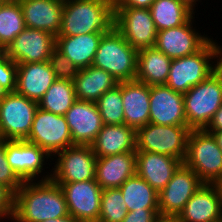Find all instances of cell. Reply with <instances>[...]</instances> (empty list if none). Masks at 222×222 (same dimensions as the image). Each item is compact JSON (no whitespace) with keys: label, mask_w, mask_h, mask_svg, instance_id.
Masks as SVG:
<instances>
[{"label":"cell","mask_w":222,"mask_h":222,"mask_svg":"<svg viewBox=\"0 0 222 222\" xmlns=\"http://www.w3.org/2000/svg\"><path fill=\"white\" fill-rule=\"evenodd\" d=\"M183 164L192 169L204 184L222 182V150L212 133L192 129Z\"/></svg>","instance_id":"cell-5"},{"label":"cell","mask_w":222,"mask_h":222,"mask_svg":"<svg viewBox=\"0 0 222 222\" xmlns=\"http://www.w3.org/2000/svg\"><path fill=\"white\" fill-rule=\"evenodd\" d=\"M149 10L157 31L181 26L196 13L180 0H155Z\"/></svg>","instance_id":"cell-30"},{"label":"cell","mask_w":222,"mask_h":222,"mask_svg":"<svg viewBox=\"0 0 222 222\" xmlns=\"http://www.w3.org/2000/svg\"><path fill=\"white\" fill-rule=\"evenodd\" d=\"M104 33L76 36H56L55 48L69 58L79 69L93 64L98 44Z\"/></svg>","instance_id":"cell-26"},{"label":"cell","mask_w":222,"mask_h":222,"mask_svg":"<svg viewBox=\"0 0 222 222\" xmlns=\"http://www.w3.org/2000/svg\"><path fill=\"white\" fill-rule=\"evenodd\" d=\"M153 222H179L176 216L158 215Z\"/></svg>","instance_id":"cell-42"},{"label":"cell","mask_w":222,"mask_h":222,"mask_svg":"<svg viewBox=\"0 0 222 222\" xmlns=\"http://www.w3.org/2000/svg\"><path fill=\"white\" fill-rule=\"evenodd\" d=\"M17 64L6 53L0 58V85L8 92L16 91Z\"/></svg>","instance_id":"cell-37"},{"label":"cell","mask_w":222,"mask_h":222,"mask_svg":"<svg viewBox=\"0 0 222 222\" xmlns=\"http://www.w3.org/2000/svg\"><path fill=\"white\" fill-rule=\"evenodd\" d=\"M212 133L217 141L218 147L222 150V131H208Z\"/></svg>","instance_id":"cell-44"},{"label":"cell","mask_w":222,"mask_h":222,"mask_svg":"<svg viewBox=\"0 0 222 222\" xmlns=\"http://www.w3.org/2000/svg\"><path fill=\"white\" fill-rule=\"evenodd\" d=\"M28 28L40 29L58 36L64 0H18Z\"/></svg>","instance_id":"cell-22"},{"label":"cell","mask_w":222,"mask_h":222,"mask_svg":"<svg viewBox=\"0 0 222 222\" xmlns=\"http://www.w3.org/2000/svg\"><path fill=\"white\" fill-rule=\"evenodd\" d=\"M0 184L7 187L13 194L23 184V181L17 176L7 161L5 140H0Z\"/></svg>","instance_id":"cell-36"},{"label":"cell","mask_w":222,"mask_h":222,"mask_svg":"<svg viewBox=\"0 0 222 222\" xmlns=\"http://www.w3.org/2000/svg\"><path fill=\"white\" fill-rule=\"evenodd\" d=\"M128 212L134 210H159L158 192L143 178L135 174L119 187Z\"/></svg>","instance_id":"cell-29"},{"label":"cell","mask_w":222,"mask_h":222,"mask_svg":"<svg viewBox=\"0 0 222 222\" xmlns=\"http://www.w3.org/2000/svg\"><path fill=\"white\" fill-rule=\"evenodd\" d=\"M91 147L97 158L136 152V130L126 124H104Z\"/></svg>","instance_id":"cell-25"},{"label":"cell","mask_w":222,"mask_h":222,"mask_svg":"<svg viewBox=\"0 0 222 222\" xmlns=\"http://www.w3.org/2000/svg\"><path fill=\"white\" fill-rule=\"evenodd\" d=\"M57 184L63 190L69 215L80 222H98L103 189L96 180Z\"/></svg>","instance_id":"cell-14"},{"label":"cell","mask_w":222,"mask_h":222,"mask_svg":"<svg viewBox=\"0 0 222 222\" xmlns=\"http://www.w3.org/2000/svg\"><path fill=\"white\" fill-rule=\"evenodd\" d=\"M149 123L187 126L184 98L167 85L150 86Z\"/></svg>","instance_id":"cell-17"},{"label":"cell","mask_w":222,"mask_h":222,"mask_svg":"<svg viewBox=\"0 0 222 222\" xmlns=\"http://www.w3.org/2000/svg\"><path fill=\"white\" fill-rule=\"evenodd\" d=\"M25 28L19 1H4L0 6V44L6 49Z\"/></svg>","instance_id":"cell-32"},{"label":"cell","mask_w":222,"mask_h":222,"mask_svg":"<svg viewBox=\"0 0 222 222\" xmlns=\"http://www.w3.org/2000/svg\"><path fill=\"white\" fill-rule=\"evenodd\" d=\"M5 151L10 167L23 182L51 178L52 170H49L50 173L45 172V169L48 168L45 165L50 162L52 166L51 162L54 158L44 149L25 140H5Z\"/></svg>","instance_id":"cell-9"},{"label":"cell","mask_w":222,"mask_h":222,"mask_svg":"<svg viewBox=\"0 0 222 222\" xmlns=\"http://www.w3.org/2000/svg\"><path fill=\"white\" fill-rule=\"evenodd\" d=\"M6 53V49L0 44V58Z\"/></svg>","instance_id":"cell-48"},{"label":"cell","mask_w":222,"mask_h":222,"mask_svg":"<svg viewBox=\"0 0 222 222\" xmlns=\"http://www.w3.org/2000/svg\"><path fill=\"white\" fill-rule=\"evenodd\" d=\"M198 175L182 164L158 193L159 215L178 216L192 195L203 186Z\"/></svg>","instance_id":"cell-13"},{"label":"cell","mask_w":222,"mask_h":222,"mask_svg":"<svg viewBox=\"0 0 222 222\" xmlns=\"http://www.w3.org/2000/svg\"><path fill=\"white\" fill-rule=\"evenodd\" d=\"M44 149L52 158L58 152L73 146L65 116L38 107L30 134L25 140Z\"/></svg>","instance_id":"cell-11"},{"label":"cell","mask_w":222,"mask_h":222,"mask_svg":"<svg viewBox=\"0 0 222 222\" xmlns=\"http://www.w3.org/2000/svg\"><path fill=\"white\" fill-rule=\"evenodd\" d=\"M179 222H217L222 220V189L218 184H203L177 216Z\"/></svg>","instance_id":"cell-19"},{"label":"cell","mask_w":222,"mask_h":222,"mask_svg":"<svg viewBox=\"0 0 222 222\" xmlns=\"http://www.w3.org/2000/svg\"><path fill=\"white\" fill-rule=\"evenodd\" d=\"M182 1L183 3H185L190 9H192L193 11L195 10L196 11V6L199 4V2L201 0H180ZM198 2V4H197ZM196 5V6H195Z\"/></svg>","instance_id":"cell-45"},{"label":"cell","mask_w":222,"mask_h":222,"mask_svg":"<svg viewBox=\"0 0 222 222\" xmlns=\"http://www.w3.org/2000/svg\"><path fill=\"white\" fill-rule=\"evenodd\" d=\"M49 63L57 79L73 82L78 75L79 68L56 48L51 53Z\"/></svg>","instance_id":"cell-35"},{"label":"cell","mask_w":222,"mask_h":222,"mask_svg":"<svg viewBox=\"0 0 222 222\" xmlns=\"http://www.w3.org/2000/svg\"><path fill=\"white\" fill-rule=\"evenodd\" d=\"M64 116L73 145H91L104 125L95 102L76 100Z\"/></svg>","instance_id":"cell-18"},{"label":"cell","mask_w":222,"mask_h":222,"mask_svg":"<svg viewBox=\"0 0 222 222\" xmlns=\"http://www.w3.org/2000/svg\"><path fill=\"white\" fill-rule=\"evenodd\" d=\"M128 213L119 188L103 189L98 222H122Z\"/></svg>","instance_id":"cell-34"},{"label":"cell","mask_w":222,"mask_h":222,"mask_svg":"<svg viewBox=\"0 0 222 222\" xmlns=\"http://www.w3.org/2000/svg\"><path fill=\"white\" fill-rule=\"evenodd\" d=\"M68 215L63 190L51 179L23 182L14 194L11 221L43 222Z\"/></svg>","instance_id":"cell-1"},{"label":"cell","mask_w":222,"mask_h":222,"mask_svg":"<svg viewBox=\"0 0 222 222\" xmlns=\"http://www.w3.org/2000/svg\"><path fill=\"white\" fill-rule=\"evenodd\" d=\"M136 174V152L97 158L95 180L102 189L119 188Z\"/></svg>","instance_id":"cell-24"},{"label":"cell","mask_w":222,"mask_h":222,"mask_svg":"<svg viewBox=\"0 0 222 222\" xmlns=\"http://www.w3.org/2000/svg\"><path fill=\"white\" fill-rule=\"evenodd\" d=\"M14 212V194L5 186L0 184V222L1 220H12Z\"/></svg>","instance_id":"cell-38"},{"label":"cell","mask_w":222,"mask_h":222,"mask_svg":"<svg viewBox=\"0 0 222 222\" xmlns=\"http://www.w3.org/2000/svg\"><path fill=\"white\" fill-rule=\"evenodd\" d=\"M53 157L56 161L50 179L55 183L95 180L97 157L91 145H73Z\"/></svg>","instance_id":"cell-10"},{"label":"cell","mask_w":222,"mask_h":222,"mask_svg":"<svg viewBox=\"0 0 222 222\" xmlns=\"http://www.w3.org/2000/svg\"><path fill=\"white\" fill-rule=\"evenodd\" d=\"M56 79L49 61L17 64L16 92L38 103Z\"/></svg>","instance_id":"cell-21"},{"label":"cell","mask_w":222,"mask_h":222,"mask_svg":"<svg viewBox=\"0 0 222 222\" xmlns=\"http://www.w3.org/2000/svg\"><path fill=\"white\" fill-rule=\"evenodd\" d=\"M73 83L76 99L89 102H96L101 95L118 85L111 74L93 65L79 69Z\"/></svg>","instance_id":"cell-28"},{"label":"cell","mask_w":222,"mask_h":222,"mask_svg":"<svg viewBox=\"0 0 222 222\" xmlns=\"http://www.w3.org/2000/svg\"><path fill=\"white\" fill-rule=\"evenodd\" d=\"M9 92L0 85V101L7 96Z\"/></svg>","instance_id":"cell-47"},{"label":"cell","mask_w":222,"mask_h":222,"mask_svg":"<svg viewBox=\"0 0 222 222\" xmlns=\"http://www.w3.org/2000/svg\"><path fill=\"white\" fill-rule=\"evenodd\" d=\"M106 125L124 124V109L122 103V82L108 90L95 102Z\"/></svg>","instance_id":"cell-33"},{"label":"cell","mask_w":222,"mask_h":222,"mask_svg":"<svg viewBox=\"0 0 222 222\" xmlns=\"http://www.w3.org/2000/svg\"><path fill=\"white\" fill-rule=\"evenodd\" d=\"M43 222H80V221L75 219L71 215H68V216H65V217L58 218V219H50V220H46V221H43Z\"/></svg>","instance_id":"cell-43"},{"label":"cell","mask_w":222,"mask_h":222,"mask_svg":"<svg viewBox=\"0 0 222 222\" xmlns=\"http://www.w3.org/2000/svg\"><path fill=\"white\" fill-rule=\"evenodd\" d=\"M191 129L148 123L136 130V151L164 154L184 161Z\"/></svg>","instance_id":"cell-7"},{"label":"cell","mask_w":222,"mask_h":222,"mask_svg":"<svg viewBox=\"0 0 222 222\" xmlns=\"http://www.w3.org/2000/svg\"><path fill=\"white\" fill-rule=\"evenodd\" d=\"M218 44L212 37L194 54L173 59L165 85L175 92L185 94L204 81L217 69V57L222 46Z\"/></svg>","instance_id":"cell-3"},{"label":"cell","mask_w":222,"mask_h":222,"mask_svg":"<svg viewBox=\"0 0 222 222\" xmlns=\"http://www.w3.org/2000/svg\"><path fill=\"white\" fill-rule=\"evenodd\" d=\"M217 69L222 74V46L219 50L218 57H217Z\"/></svg>","instance_id":"cell-46"},{"label":"cell","mask_w":222,"mask_h":222,"mask_svg":"<svg viewBox=\"0 0 222 222\" xmlns=\"http://www.w3.org/2000/svg\"><path fill=\"white\" fill-rule=\"evenodd\" d=\"M56 37L44 30L26 27L6 47V55L16 64L49 61Z\"/></svg>","instance_id":"cell-16"},{"label":"cell","mask_w":222,"mask_h":222,"mask_svg":"<svg viewBox=\"0 0 222 222\" xmlns=\"http://www.w3.org/2000/svg\"><path fill=\"white\" fill-rule=\"evenodd\" d=\"M183 98L187 126L191 130L205 129L222 105V74L216 69Z\"/></svg>","instance_id":"cell-6"},{"label":"cell","mask_w":222,"mask_h":222,"mask_svg":"<svg viewBox=\"0 0 222 222\" xmlns=\"http://www.w3.org/2000/svg\"><path fill=\"white\" fill-rule=\"evenodd\" d=\"M76 100L74 83L69 80L56 79L38 102V107L64 116Z\"/></svg>","instance_id":"cell-31"},{"label":"cell","mask_w":222,"mask_h":222,"mask_svg":"<svg viewBox=\"0 0 222 222\" xmlns=\"http://www.w3.org/2000/svg\"><path fill=\"white\" fill-rule=\"evenodd\" d=\"M37 109V102L9 92L0 101V140H26Z\"/></svg>","instance_id":"cell-8"},{"label":"cell","mask_w":222,"mask_h":222,"mask_svg":"<svg viewBox=\"0 0 222 222\" xmlns=\"http://www.w3.org/2000/svg\"><path fill=\"white\" fill-rule=\"evenodd\" d=\"M138 50L133 48L114 27L104 33L98 44L93 66L111 74L117 81H134Z\"/></svg>","instance_id":"cell-4"},{"label":"cell","mask_w":222,"mask_h":222,"mask_svg":"<svg viewBox=\"0 0 222 222\" xmlns=\"http://www.w3.org/2000/svg\"><path fill=\"white\" fill-rule=\"evenodd\" d=\"M172 60L155 46L138 50L136 81L148 86L165 85Z\"/></svg>","instance_id":"cell-27"},{"label":"cell","mask_w":222,"mask_h":222,"mask_svg":"<svg viewBox=\"0 0 222 222\" xmlns=\"http://www.w3.org/2000/svg\"><path fill=\"white\" fill-rule=\"evenodd\" d=\"M114 23L113 0H64L58 36L108 33Z\"/></svg>","instance_id":"cell-2"},{"label":"cell","mask_w":222,"mask_h":222,"mask_svg":"<svg viewBox=\"0 0 222 222\" xmlns=\"http://www.w3.org/2000/svg\"><path fill=\"white\" fill-rule=\"evenodd\" d=\"M150 86L134 81L122 82L124 124L138 130L149 123Z\"/></svg>","instance_id":"cell-23"},{"label":"cell","mask_w":222,"mask_h":222,"mask_svg":"<svg viewBox=\"0 0 222 222\" xmlns=\"http://www.w3.org/2000/svg\"><path fill=\"white\" fill-rule=\"evenodd\" d=\"M206 131H222V105L214 114L212 120L205 128Z\"/></svg>","instance_id":"cell-41"},{"label":"cell","mask_w":222,"mask_h":222,"mask_svg":"<svg viewBox=\"0 0 222 222\" xmlns=\"http://www.w3.org/2000/svg\"><path fill=\"white\" fill-rule=\"evenodd\" d=\"M194 22L195 14L181 26L158 31L155 47L171 60L199 51L211 38L202 35Z\"/></svg>","instance_id":"cell-15"},{"label":"cell","mask_w":222,"mask_h":222,"mask_svg":"<svg viewBox=\"0 0 222 222\" xmlns=\"http://www.w3.org/2000/svg\"><path fill=\"white\" fill-rule=\"evenodd\" d=\"M183 164L175 157L147 151H136V174L158 193Z\"/></svg>","instance_id":"cell-20"},{"label":"cell","mask_w":222,"mask_h":222,"mask_svg":"<svg viewBox=\"0 0 222 222\" xmlns=\"http://www.w3.org/2000/svg\"><path fill=\"white\" fill-rule=\"evenodd\" d=\"M114 27L137 50L156 44L158 31L149 9L115 7Z\"/></svg>","instance_id":"cell-12"},{"label":"cell","mask_w":222,"mask_h":222,"mask_svg":"<svg viewBox=\"0 0 222 222\" xmlns=\"http://www.w3.org/2000/svg\"><path fill=\"white\" fill-rule=\"evenodd\" d=\"M159 215V210H134L128 212L122 222H153Z\"/></svg>","instance_id":"cell-39"},{"label":"cell","mask_w":222,"mask_h":222,"mask_svg":"<svg viewBox=\"0 0 222 222\" xmlns=\"http://www.w3.org/2000/svg\"><path fill=\"white\" fill-rule=\"evenodd\" d=\"M115 7H136L149 9L155 0H113Z\"/></svg>","instance_id":"cell-40"}]
</instances>
